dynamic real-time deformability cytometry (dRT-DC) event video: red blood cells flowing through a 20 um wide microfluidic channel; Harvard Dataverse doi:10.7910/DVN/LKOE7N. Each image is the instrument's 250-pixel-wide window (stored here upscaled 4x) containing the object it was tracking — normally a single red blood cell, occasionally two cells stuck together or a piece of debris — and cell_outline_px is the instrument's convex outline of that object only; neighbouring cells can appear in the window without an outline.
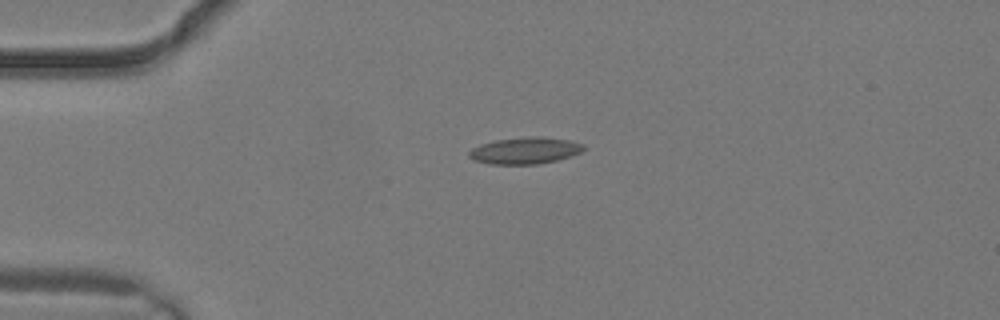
{"species": "common noctule bat (a hibernating species)", "species_latin": "Nyctalus noctula", "temperature_condition": "warm", "stored_images_in_passage": 1, "camera_frame_rate_fps": 3000, "um_per_image_px": 0.085, "animal": {"sex": "male", "body_mass_g": 19.2, "forearm_length_mm": 51.8}, "frame": {"image": 1, "passage_image": 1, "time_ms": 0.0, "image_size_px": [1000, 320], "cell_outline_px": [[584, 148], [580, 152], [572, 156], [556, 160], [536, 164], [492, 164], [476, 160], [468, 156], [468, 152], [472, 148], [480, 144], [496, 140], [528, 136], [540, 136], [568, 140], [584, 144]], "centroid_in_image_um": [44.63, 12.79], "position_along_channel_um": 40.4, "area_um2": 17.69}}